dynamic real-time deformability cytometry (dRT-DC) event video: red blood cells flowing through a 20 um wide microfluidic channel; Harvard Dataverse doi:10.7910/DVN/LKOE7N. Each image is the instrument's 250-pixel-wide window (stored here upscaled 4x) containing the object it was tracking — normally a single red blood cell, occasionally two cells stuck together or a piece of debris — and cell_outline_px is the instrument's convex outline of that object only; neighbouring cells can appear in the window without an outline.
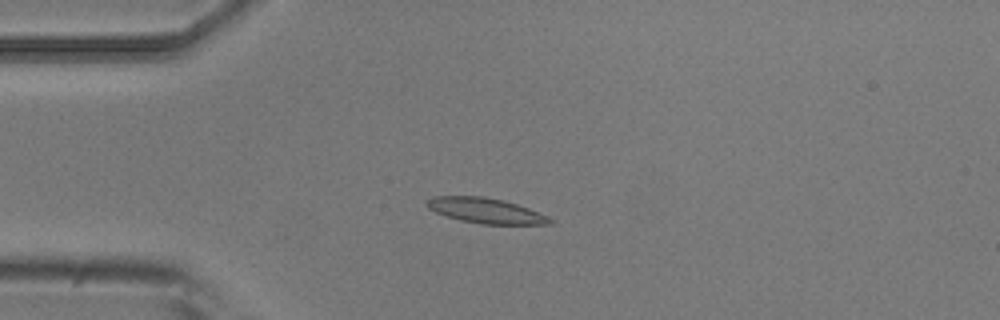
{"species": "common noctule bat (a hibernating species)", "species_latin": "Nyctalus noctula", "temperature_condition": "room temperature", "stored_images_in_passage": 54, "camera_frame_rate_fps": 3000, "um_per_image_px": 0.085, "animal": {"sex": "male", "body_mass_g": 20.5, "forearm_length_mm": 52.5}, "frame": {"image": 1, "passage_image": 14, "time_ms": 4.333, "image_size_px": [1000, 320], "cell_outline_px": [[556, 220], [552, 224], [480, 224], [460, 220], [436, 212], [428, 208], [424, 204], [424, 200], [432, 196], [484, 196], [504, 200], [528, 208], [548, 216]], "centroid_in_image_um": [41.27, 17.9], "position_along_channel_um": 43.7, "area_um2": 18.26}}
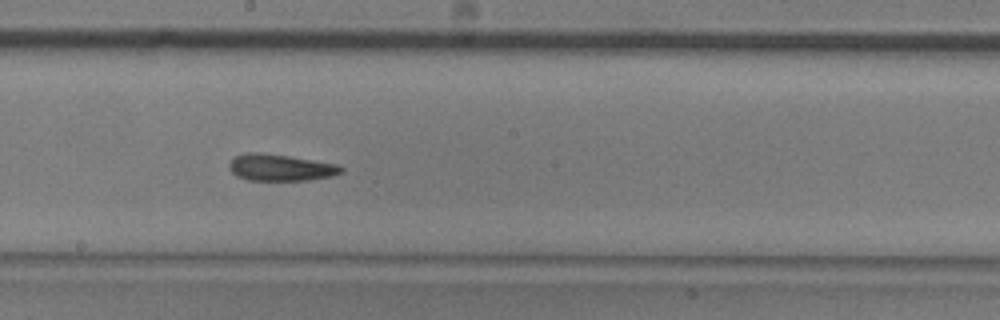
{"frame": {"image": 2, "passage_image": 30, "time_ms": 9.667, "image_size_px": [1000, 320], "cell_outline_px": [[344, 172], [332, 176], [308, 180], [248, 180], [236, 176], [228, 168], [228, 164], [236, 156], [244, 152], [260, 152], [288, 156], [336, 164], [344, 168]], "centroid_in_image_um": [23.82, 14.24], "position_along_channel_um": 224.4, "area_um2": 17.4}}
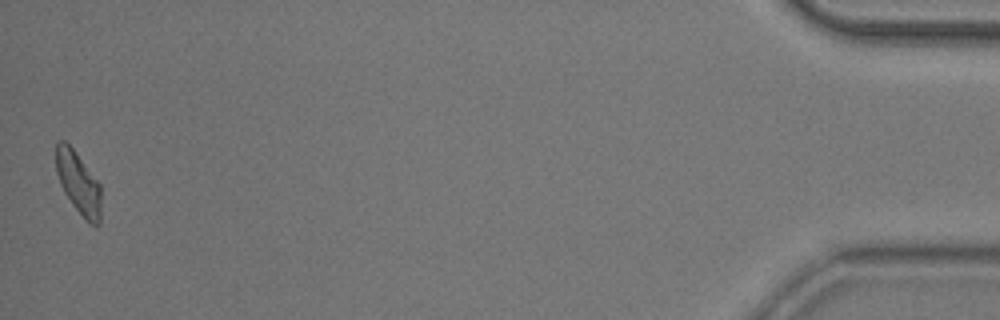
{"frame": {"image": 3, "passage_image": 54, "time_ms": 17.667, "image_size_px": [1000, 320], "cell_outline_px": [[100, 224], [96, 228], [88, 224], [72, 204], [64, 192], [60, 184], [56, 172], [56, 144], [60, 140], [64, 140], [72, 148], [100, 184]], "centroid_in_image_um": [6.66, 15.61], "position_along_channel_um": 428.5, "area_um2": 16.3}, "authors_computed_cell_mechanics": {"area_um2": 17.4845, "velocity_mm_per_s": 3.7438, "shape_relaxation_time_tau1_ms": 8.1612, "shape_relaxation_time_tau2_ms": 6.9962, "deformation_change_tau1": 0.1889, "deformation_change_tau2": 0.1355}}